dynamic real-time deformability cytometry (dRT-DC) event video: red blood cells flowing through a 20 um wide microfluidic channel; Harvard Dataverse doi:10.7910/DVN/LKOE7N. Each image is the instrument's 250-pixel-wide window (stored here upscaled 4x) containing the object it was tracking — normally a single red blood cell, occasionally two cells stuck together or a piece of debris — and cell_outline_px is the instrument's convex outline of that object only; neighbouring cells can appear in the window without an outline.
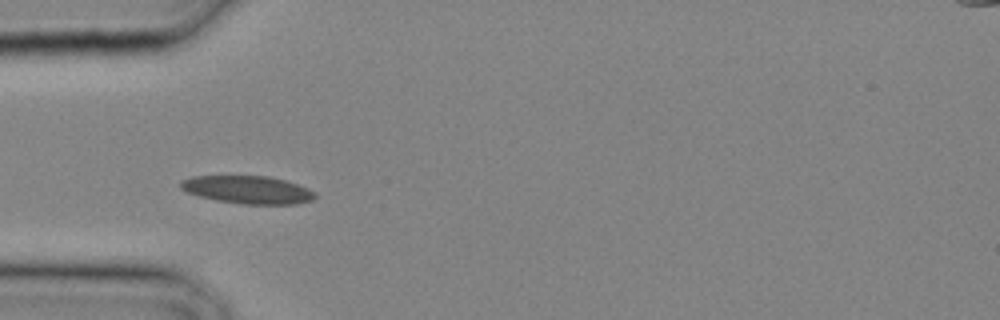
{"species": "common noctule bat (a hibernating species)", "species_latin": "Nyctalus noctula", "temperature_condition": "cold", "stored_images_in_passage": 24, "camera_frame_rate_fps": 3000, "um_per_image_px": 0.085, "animal": {"sex": "male", "body_mass_g": 20.4}, "frame": {"image": 1, "passage_image": 4, "time_ms": 1.0, "image_size_px": [1000, 320], "cell_outline_px": [[316, 196], [312, 200], [296, 204], [244, 204], [216, 200], [200, 196], [188, 192], [180, 188], [180, 180], [192, 176], [268, 176], [284, 180], [308, 188], [316, 192]], "centroid_in_image_um": [21.06, 16.12], "position_along_channel_um": 63.9, "area_um2": 21.73}}
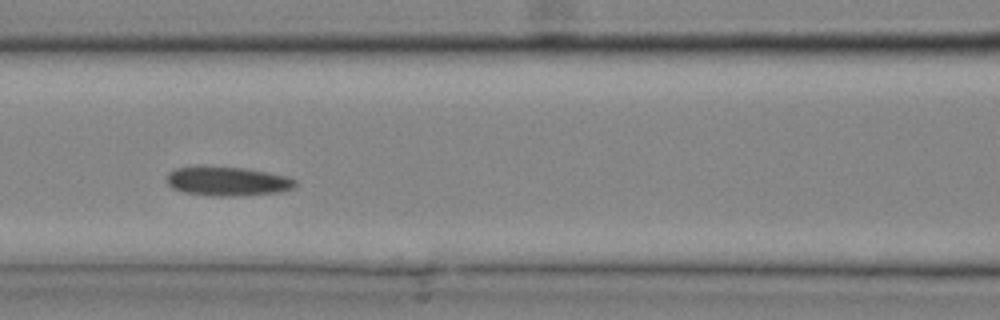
{"frame": {"image": 2, "passage_image": 8, "time_ms": 2.333, "image_size_px": [1000, 320], "cell_outline_px": [[296, 184], [292, 188], [280, 192], [232, 196], [208, 196], [184, 192], [172, 188], [168, 184], [168, 172], [176, 168], [200, 164], [244, 168], [292, 176], [296, 180]], "centroid_in_image_um": [19.32, 15.38], "position_along_channel_um": 147.3, "area_um2": 22.43}}